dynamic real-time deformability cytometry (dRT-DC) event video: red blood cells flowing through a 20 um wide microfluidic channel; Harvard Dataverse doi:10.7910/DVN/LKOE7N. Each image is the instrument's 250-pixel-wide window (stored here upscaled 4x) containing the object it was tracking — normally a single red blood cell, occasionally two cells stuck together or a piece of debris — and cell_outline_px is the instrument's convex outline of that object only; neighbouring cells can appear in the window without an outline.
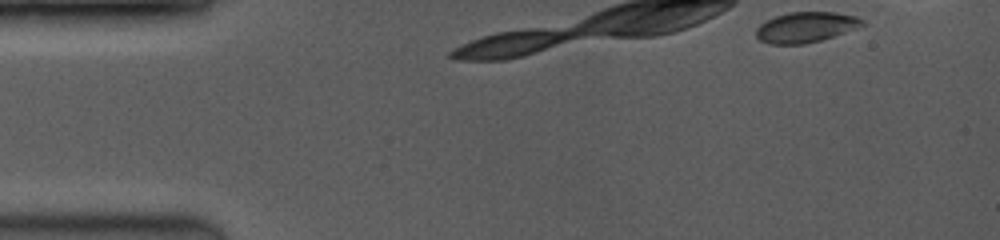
{"species": "common noctule bat (a hibernating species)", "species_latin": "Nyctalus noctula", "temperature_condition": "room temperature", "stored_images_in_passage": 3, "segment_of_instrument_passage": [2, 2], "camera_frame_rate_fps": 3500, "um_per_image_px": 0.085, "animal": {"sex": "female", "body_mass_g": 19.0, "forearm_length_mm": 53.3}, "frame": {"image": 1, "passage_image": 3, "time_ms": 2.0, "image_size_px": [1000, 240], "cell_outline_px": [[864, 24], [856, 28], [820, 40], [804, 44], [768, 44], [760, 40], [756, 36], [756, 28], [764, 20], [788, 12], [836, 12], [856, 16], [864, 20]], "centroid_in_image_um": [68.45, 2.3], "position_along_channel_um": 16.6, "area_um2": 18.79}}